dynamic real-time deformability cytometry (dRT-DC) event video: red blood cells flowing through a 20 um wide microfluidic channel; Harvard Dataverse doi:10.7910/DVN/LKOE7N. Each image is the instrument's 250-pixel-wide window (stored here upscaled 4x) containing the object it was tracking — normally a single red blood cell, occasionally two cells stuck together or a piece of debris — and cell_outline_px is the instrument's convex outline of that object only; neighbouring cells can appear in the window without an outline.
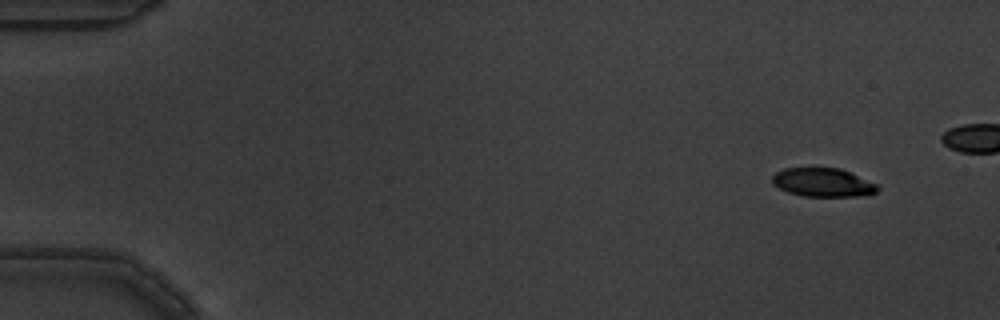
{"species": "common noctule bat (a hibernating species)", "species_latin": "Nyctalus noctula", "temperature_condition": "warm", "stored_images_in_passage": 6, "camera_frame_rate_fps": 3000, "um_per_image_px": 0.085, "animal": {"sex": "male", "body_mass_g": 19.5, "forearm_length_mm": 54.6}, "frame": {"image": 1, "passage_image": 1, "time_ms": 0.0, "image_size_px": [1000, 320], "cell_outline_px": [[880, 188], [876, 192], [868, 196], [804, 196], [788, 192], [772, 184], [772, 176], [776, 172], [784, 168], [840, 168], [880, 184]], "centroid_in_image_um": [70.01, 15.51], "position_along_channel_um": 15.0, "area_um2": 17.8}}